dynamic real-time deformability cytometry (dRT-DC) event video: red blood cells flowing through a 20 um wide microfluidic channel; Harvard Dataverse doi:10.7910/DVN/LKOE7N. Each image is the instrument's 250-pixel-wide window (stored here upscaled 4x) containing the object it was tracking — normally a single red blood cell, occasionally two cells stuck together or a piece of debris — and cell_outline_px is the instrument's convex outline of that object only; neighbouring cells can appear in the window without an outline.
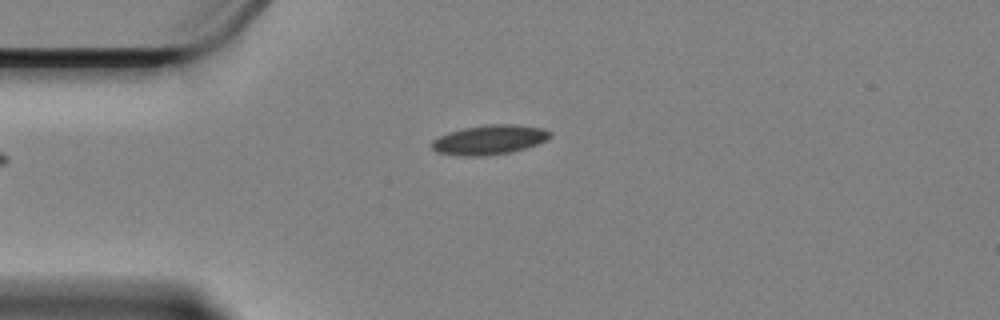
{"species": "Egyptian fruit bat (a non-hibernating species)", "species_latin": "Rousettus aegyptiacus", "temperature_condition": "cold", "stored_images_in_passage": 47, "camera_frame_rate_fps": 3000, "um_per_image_px": 0.085, "animal": {"sex": "female"}, "frame": {"image": 1, "passage_image": 2, "time_ms": 0.333, "image_size_px": [1000, 320], "cell_outline_px": [[552, 136], [536, 144], [512, 152], [484, 156], [456, 156], [436, 152], [432, 148], [432, 140], [448, 132], [464, 128], [488, 124], [516, 124], [544, 128], [552, 132]], "centroid_in_image_um": [41.59, 11.88], "position_along_channel_um": 43.4, "area_um2": 20.46}}
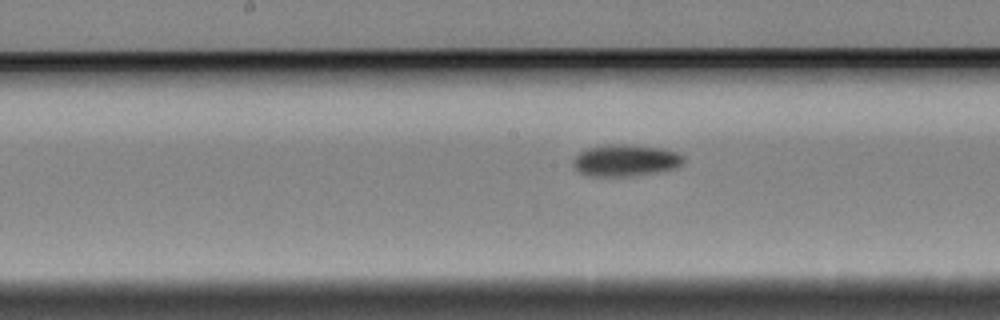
{"frame": {"image": 2, "passage_image": 17, "time_ms": 5.333, "image_size_px": [1000, 320], "cell_outline_px": [[684, 160], [676, 168], [656, 172], [632, 176], [588, 176], [580, 172], [572, 164], [572, 160], [580, 152], [588, 148], [608, 144], [628, 144], [660, 148], [676, 152], [684, 156]], "centroid_in_image_um": [53.15, 13.63], "position_along_channel_um": 195.0, "area_um2": 20.35}}
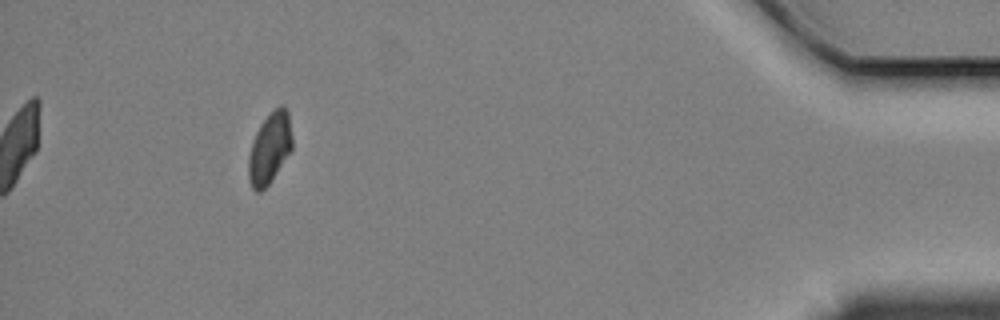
{"frame": {"image": 3, "passage_image": 42, "time_ms": 13.667, "image_size_px": [1000, 320], "cell_outline_px": [[292, 148], [268, 184], [260, 192], [256, 192], [252, 188], [248, 176], [248, 156], [252, 140], [260, 124], [280, 104], [284, 104], [288, 112], [292, 136]], "centroid_in_image_um": [22.9, 12.58], "position_along_channel_um": 412.3, "area_um2": 17.86}, "authors_computed_cell_mechanics": {"area_um2": 19.5364, "velocity_mm_per_s": 3.3485, "shape_relaxation_time_tau1_ms": 3.914, "shape_relaxation_time_tau2_ms": null, "deformation_change_tau1": 0.0964, "deformation_change_tau2": null}}